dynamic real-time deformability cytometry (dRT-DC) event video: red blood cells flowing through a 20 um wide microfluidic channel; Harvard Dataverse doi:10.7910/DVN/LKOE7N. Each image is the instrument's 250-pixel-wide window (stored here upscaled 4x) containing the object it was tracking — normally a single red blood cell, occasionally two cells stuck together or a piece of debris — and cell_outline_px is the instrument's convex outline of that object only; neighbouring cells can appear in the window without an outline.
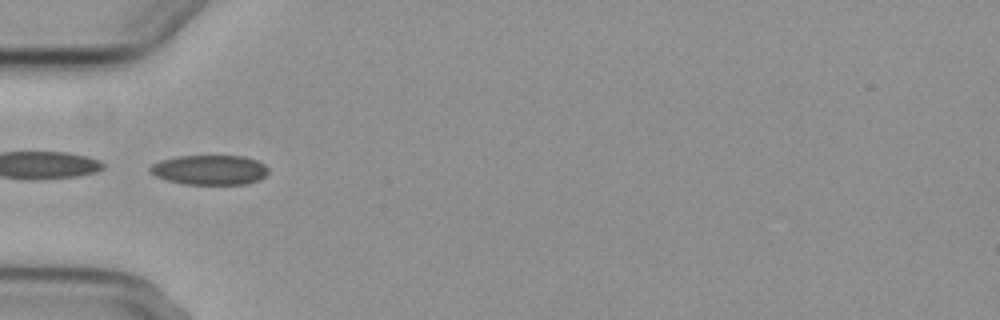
{"species": "common noctule bat (a hibernating species)", "species_latin": "Nyctalus noctula", "temperature_condition": "cold", "stored_images_in_passage": 5, "camera_frame_rate_fps": 3000, "um_per_image_px": 0.085, "animal": {"sex": "female", "body_mass_g": 29.2, "forearm_length_mm": 56.3}, "frame": {"image": 1, "passage_image": 4, "time_ms": 3.333, "image_size_px": [1000, 320], "cell_outline_px": [[268, 172], [260, 180], [244, 184], [184, 184], [168, 180], [156, 176], [148, 172], [148, 168], [152, 164], [160, 160], [176, 156], [244, 156], [256, 160], [264, 164], [268, 168]], "centroid_in_image_um": [17.8, 14.44], "position_along_channel_um": 67.2, "area_um2": 20.58}}
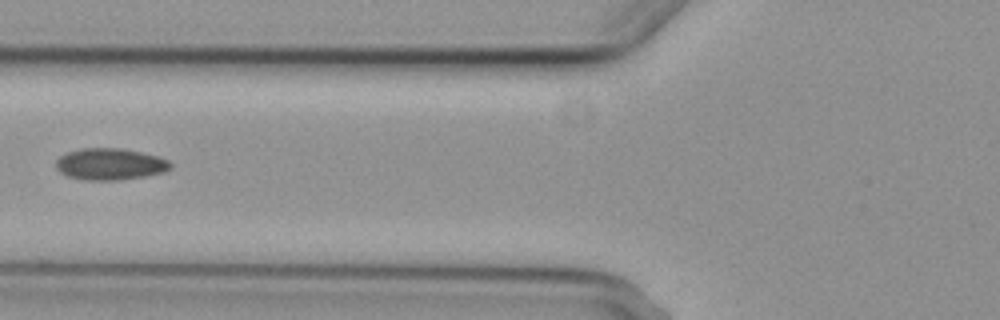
{"frame": {"image": 2, "passage_image": 5, "time_ms": 4.667, "image_size_px": [1000, 320], "cell_outline_px": [[172, 168], [164, 172], [144, 176], [120, 180], [84, 180], [68, 176], [60, 172], [56, 168], [56, 160], [60, 156], [68, 152], [84, 148], [120, 148], [140, 152], [156, 156], [168, 160], [172, 164]], "centroid_in_image_um": [9.36, 13.95], "position_along_channel_um": 116.4, "area_um2": 21.04}}